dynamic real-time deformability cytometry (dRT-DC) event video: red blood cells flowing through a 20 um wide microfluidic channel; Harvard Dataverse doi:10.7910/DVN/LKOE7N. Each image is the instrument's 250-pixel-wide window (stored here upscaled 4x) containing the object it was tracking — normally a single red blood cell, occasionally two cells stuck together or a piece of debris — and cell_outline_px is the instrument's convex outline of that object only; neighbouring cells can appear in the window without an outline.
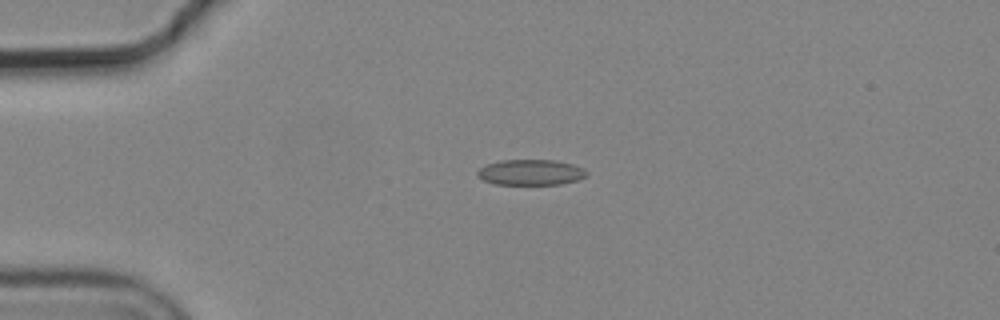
{"species": "common noctule bat (a hibernating species)", "species_latin": "Nyctalus noctula", "temperature_condition": "cold", "stored_images_in_passage": 2, "camera_frame_rate_fps": 3000, "um_per_image_px": 0.085, "animal": {"sex": "male", "body_mass_g": 19.2, "forearm_length_mm": 51.8}, "frame": {"image": 1, "passage_image": 1, "time_ms": 0.0, "image_size_px": [1000, 320], "cell_outline_px": [[588, 176], [576, 180], [560, 184], [492, 184], [476, 176], [476, 172], [480, 168], [488, 164], [500, 160], [556, 160], [572, 164], [584, 168], [588, 172]], "centroid_in_image_um": [45.11, 14.64], "position_along_channel_um": 39.9, "area_um2": 16.36}}